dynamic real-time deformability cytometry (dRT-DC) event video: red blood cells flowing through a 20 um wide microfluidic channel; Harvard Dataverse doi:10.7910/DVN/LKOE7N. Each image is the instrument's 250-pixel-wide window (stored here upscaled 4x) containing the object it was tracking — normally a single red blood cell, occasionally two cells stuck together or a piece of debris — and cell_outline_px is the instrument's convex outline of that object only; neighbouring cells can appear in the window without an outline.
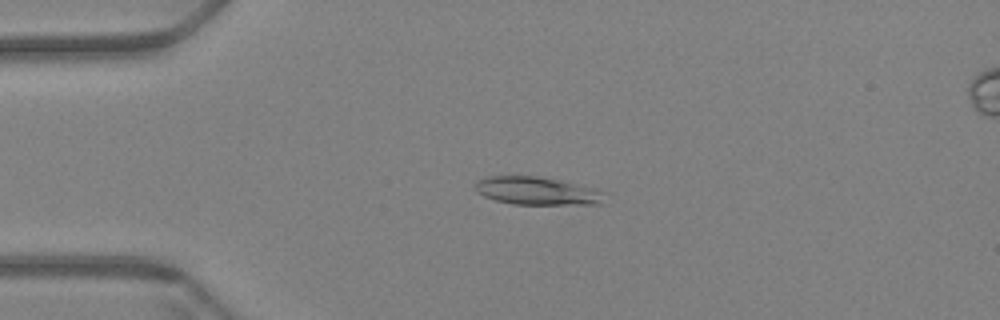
{"species": "Egyptian fruit bat (a non-hibernating species)", "species_latin": "Rousettus aegyptiacus", "temperature_condition": "warm", "stored_images_in_passage": 61, "camera_frame_rate_fps": 3000, "um_per_image_px": 0.085, "animal": {"sex": "female"}, "frame": {"image": 1, "passage_image": 15, "time_ms": 4.667, "image_size_px": [1000, 320], "cell_outline_px": [[608, 192], [600, 204], [512, 204], [496, 200], [484, 196], [476, 192], [476, 184], [480, 180], [488, 176], [536, 176], [560, 180]], "centroid_in_image_um": [45.68, 16.23], "position_along_channel_um": 39.3, "area_um2": 20.92}}
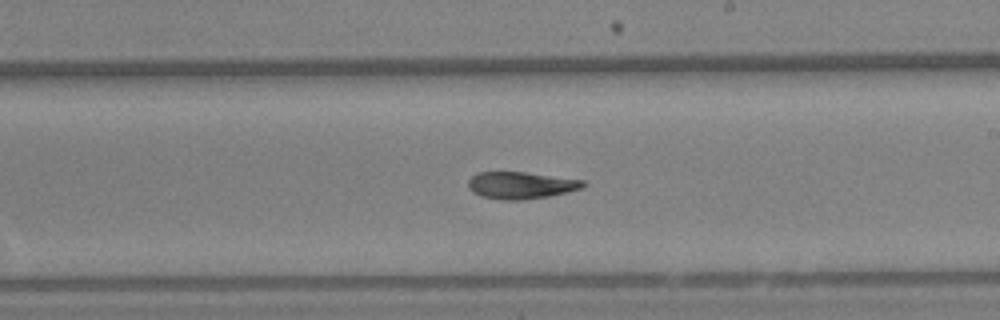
{"frame": {"image": 2, "passage_image": 36, "time_ms": 11.667, "image_size_px": [1000, 320], "cell_outline_px": [[588, 184], [584, 188], [548, 196], [520, 200], [500, 200], [480, 196], [472, 192], [468, 188], [468, 180], [476, 172], [524, 172], [584, 180]], "centroid_in_image_um": [44.26, 15.75], "position_along_channel_um": 244.7, "area_um2": 18.21}}
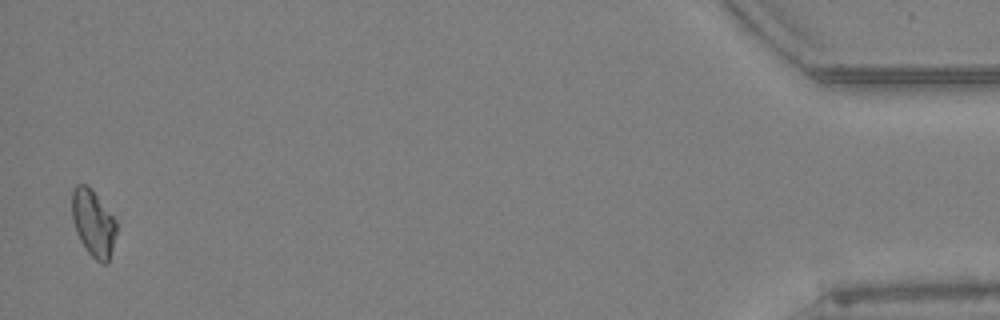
{"frame": {"image": 3, "passage_image": 60, "time_ms": 19.667, "image_size_px": [1000, 320], "cell_outline_px": [[116, 232], [108, 264], [100, 264], [88, 252], [80, 240], [76, 232], [72, 220], [72, 192], [76, 184], [88, 184], [116, 220]], "centroid_in_image_um": [7.92, 18.96], "position_along_channel_um": 427.3, "area_um2": 17.28}, "authors_computed_cell_mechanics": {"area_um2": 18.7272, "velocity_mm_per_s": 3.3915, "shape_relaxation_time_tau1_ms": null, "shape_relaxation_time_tau2_ms": 6.7548, "deformation_change_tau1": null, "deformation_change_tau2": 0.1396}}